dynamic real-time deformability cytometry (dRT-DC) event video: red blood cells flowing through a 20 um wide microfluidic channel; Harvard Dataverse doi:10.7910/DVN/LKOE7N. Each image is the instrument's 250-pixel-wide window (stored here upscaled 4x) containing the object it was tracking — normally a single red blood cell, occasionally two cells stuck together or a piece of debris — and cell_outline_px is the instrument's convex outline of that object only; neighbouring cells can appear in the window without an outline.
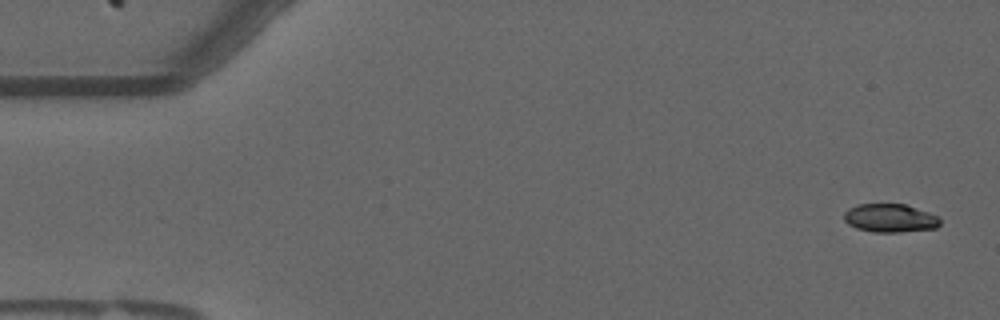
{"species": "common noctule bat (a hibernating species)", "species_latin": "Nyctalus noctula", "temperature_condition": "warm", "stored_images_in_passage": 56, "camera_frame_rate_fps": 3000, "um_per_image_px": 0.085, "animal": {"sex": "male", "forearm_length_mm": 52.5}, "frame": {"image": 1, "passage_image": 2, "time_ms": 0.333, "image_size_px": [1000, 320], "cell_outline_px": [[940, 224], [936, 228], [900, 232], [872, 232], [856, 228], [848, 224], [844, 220], [844, 212], [848, 208], [860, 204], [904, 204], [940, 216]], "centroid_in_image_um": [75.65, 18.54], "position_along_channel_um": 9.3, "area_um2": 15.95}}
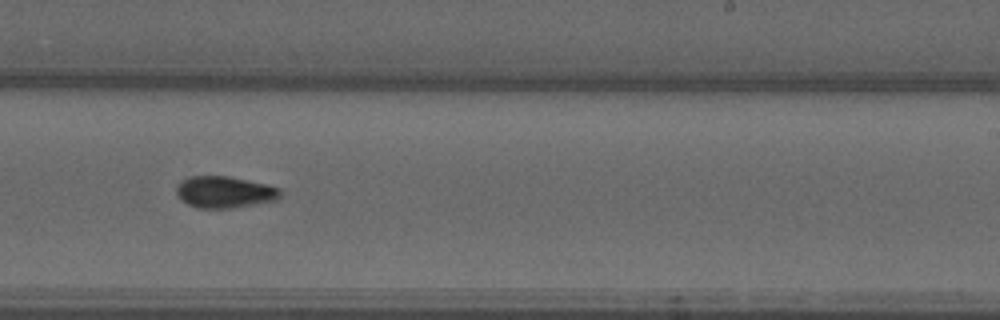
{"frame": {"image": 2, "passage_image": 34, "time_ms": 11.0, "image_size_px": [1000, 320], "cell_outline_px": [[280, 200], [232, 208], [196, 208], [180, 200], [176, 192], [176, 184], [180, 180], [192, 176], [228, 176], [268, 184], [280, 188]], "centroid_in_image_um": [19.09, 16.33], "position_along_channel_um": 269.9, "area_um2": 19.48}}
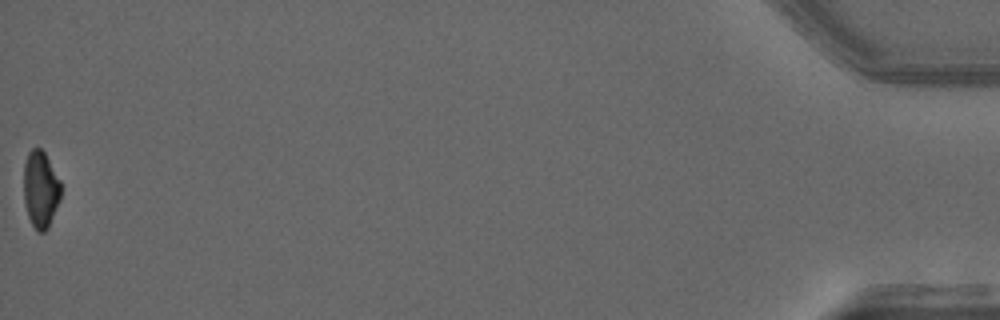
{"frame": {"image": 3, "passage_image": 56, "time_ms": 18.333, "image_size_px": [1000, 320], "cell_outline_px": [[60, 200], [48, 228], [44, 232], [40, 232], [32, 224], [28, 216], [24, 200], [24, 164], [28, 152], [32, 148], [40, 148], [44, 152], [60, 180]], "centroid_in_image_um": [3.45, 16.08], "position_along_channel_um": 431.8, "area_um2": 16.47}, "authors_computed_cell_mechanics": {"area_um2": 17.8602, "velocity_mm_per_s": 3.6597, "shape_relaxation_time_tau1_ms": 6.118, "shape_relaxation_time_tau2_ms": 3.7062, "deformation_change_tau1": 0.1736, "deformation_change_tau2": 0.0786}}